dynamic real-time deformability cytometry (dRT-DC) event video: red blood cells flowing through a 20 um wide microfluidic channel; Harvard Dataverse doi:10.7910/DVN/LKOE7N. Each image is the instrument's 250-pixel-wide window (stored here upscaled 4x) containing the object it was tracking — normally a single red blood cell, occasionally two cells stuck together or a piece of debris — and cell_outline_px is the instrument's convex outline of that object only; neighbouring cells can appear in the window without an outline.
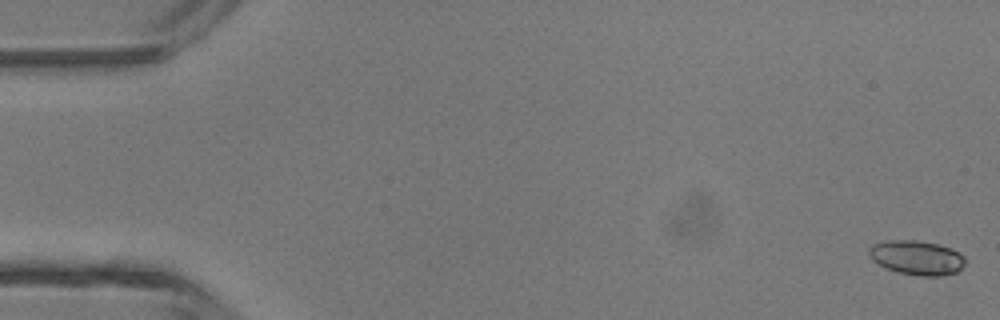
{"species": "common noctule bat (a hibernating species)", "species_latin": "Nyctalus noctula", "temperature_condition": "room temperature", "stored_images_in_passage": 4, "camera_frame_rate_fps": 3000, "um_per_image_px": 0.085, "animal": {"sex": "male", "body_mass_g": 13.3}, "frame": {"image": 1, "passage_image": 1, "time_ms": 0.0, "image_size_px": [1000, 320], "cell_outline_px": [[964, 264], [956, 272], [944, 276], [920, 276], [896, 272], [884, 268], [872, 260], [868, 252], [868, 248], [872, 244], [884, 240], [916, 240], [936, 244], [952, 248], [960, 252], [964, 256]], "centroid_in_image_um": [77.89, 21.9], "position_along_channel_um": 7.1, "area_um2": 19.54}}
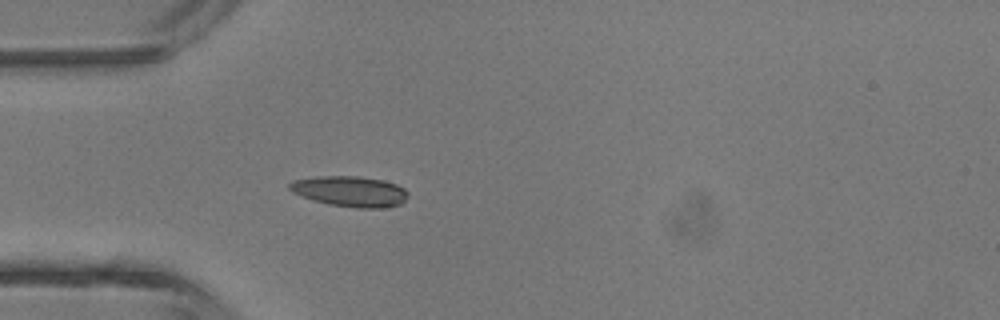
{"frame": {"image": 2, "passage_image": 4, "time_ms": 4.333, "image_size_px": [1000, 320], "cell_outline_px": [[408, 196], [400, 204], [384, 208], [356, 208], [328, 204], [312, 200], [292, 192], [288, 188], [288, 184], [292, 180], [320, 176], [356, 176], [384, 180], [396, 184], [404, 188], [408, 192]], "centroid_in_image_um": [29.75, 16.27], "position_along_channel_um": 55.3, "area_um2": 21.21}}